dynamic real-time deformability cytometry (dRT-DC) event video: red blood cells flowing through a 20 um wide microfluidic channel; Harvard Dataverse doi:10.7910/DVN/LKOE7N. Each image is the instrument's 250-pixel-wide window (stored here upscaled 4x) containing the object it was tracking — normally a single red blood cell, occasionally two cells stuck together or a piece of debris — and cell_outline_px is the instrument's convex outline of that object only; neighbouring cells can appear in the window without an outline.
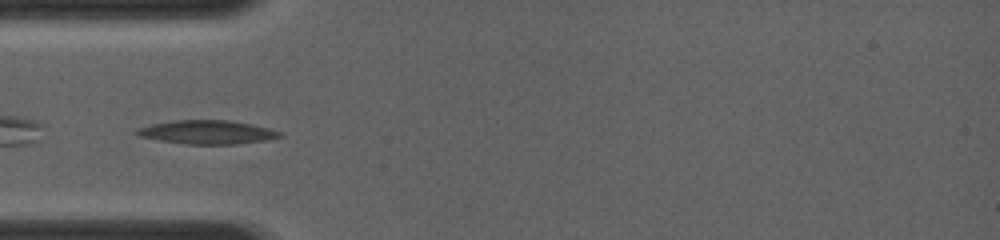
{"species": "common noctule bat (a hibernating species)", "species_latin": "Nyctalus noctula", "temperature_condition": "room temperature", "stored_images_in_passage": 8, "camera_frame_rate_fps": 4000, "um_per_image_px": 0.085, "animal": {"sex": "female", "body_mass_g": 19.0, "forearm_length_mm": 56.7}, "frame": {"image": 1, "passage_image": 2, "time_ms": 0.5, "image_size_px": [1000, 240], "cell_outline_px": [[284, 136], [264, 140], [236, 144], [184, 144], [160, 140], [140, 136], [136, 132], [136, 128], [152, 124], [172, 120], [228, 120], [252, 124], [268, 128], [280, 132]], "centroid_in_image_um": [17.6, 11.23], "position_along_channel_um": 67.4, "area_um2": 19.59}}
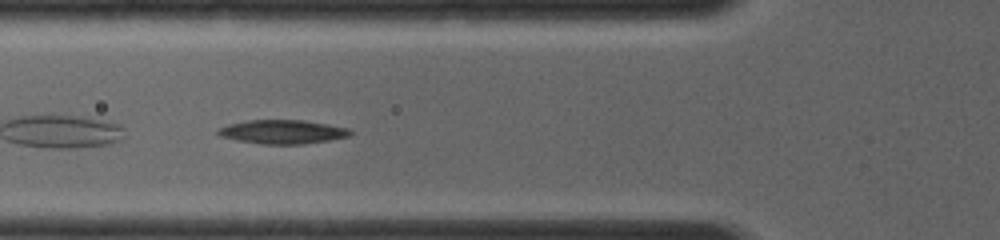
{"frame": {"image": 2, "passage_image": 4, "time_ms": 1.25, "image_size_px": [1000, 240], "cell_outline_px": [[352, 136], [304, 144], [260, 144], [236, 140], [220, 136], [216, 132], [216, 128], [228, 124], [248, 120], [304, 120], [328, 124], [348, 128], [352, 132]], "centroid_in_image_um": [23.99, 11.2], "position_along_channel_um": 101.8, "area_um2": 18.55}}
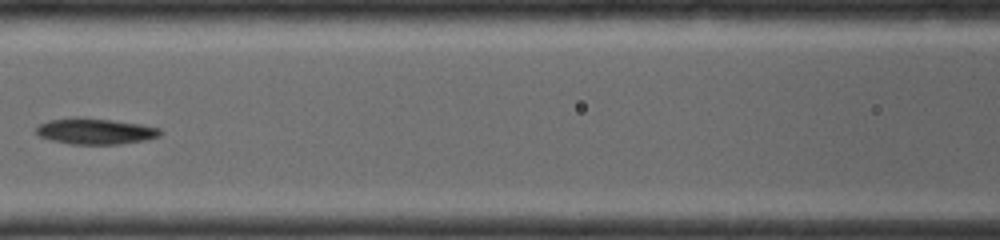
{"frame": {"image": 3, "passage_image": 7, "time_ms": 2.5, "image_size_px": [1000, 240], "cell_outline_px": [[164, 132], [160, 136], [144, 140], [120, 144], [72, 144], [52, 140], [40, 136], [36, 132], [36, 128], [40, 124], [48, 120], [76, 116], [80, 116], [112, 120], [140, 124], [160, 128]], "centroid_in_image_um": [8.11, 11.14], "position_along_channel_um": 158.5, "area_um2": 18.9}}